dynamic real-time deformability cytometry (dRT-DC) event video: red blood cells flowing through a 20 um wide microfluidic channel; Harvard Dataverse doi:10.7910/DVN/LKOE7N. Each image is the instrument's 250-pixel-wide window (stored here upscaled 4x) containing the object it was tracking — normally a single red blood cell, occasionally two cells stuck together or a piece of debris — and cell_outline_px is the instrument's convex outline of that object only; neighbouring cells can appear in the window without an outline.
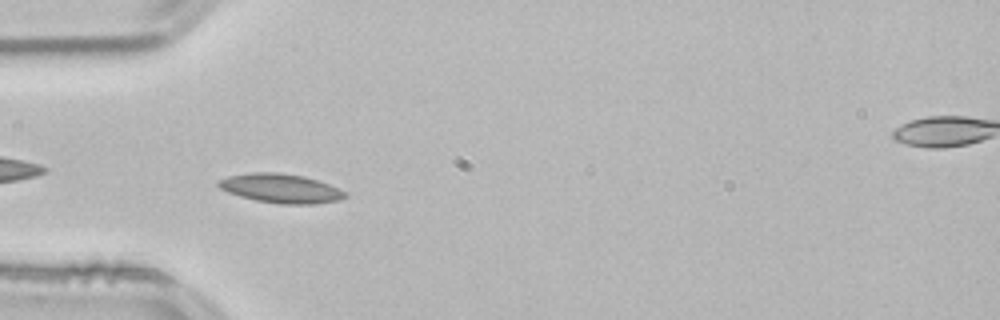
{"species": "common noctule bat (a hibernating species)", "species_latin": "Nyctalus noctula", "temperature_condition": "room temperature", "stored_images_in_passage": 53, "camera_frame_rate_fps": 3000, "um_per_image_px": 0.085, "animal": {"sex": "male", "body_mass_g": 21.5, "forearm_length_mm": 52.0}, "frame": {"image": 1, "passage_image": 16, "time_ms": 5.0, "image_size_px": [1000, 320], "cell_outline_px": [[348, 196], [336, 200], [316, 204], [280, 204], [256, 200], [240, 196], [228, 192], [220, 188], [216, 184], [220, 180], [228, 176], [252, 172], [276, 172], [304, 176], [328, 184], [348, 192]], "centroid_in_image_um": [23.87, 16.01], "position_along_channel_um": 61.1, "area_um2": 21.39}, "authors_computed_cell_mechanics": {"area_um2": 19.1896, "velocity_mm_per_s": 3.7992, "shape_relaxation_time_tau1_ms": 4.7915, "shape_relaxation_time_tau2_ms": 2.6375, "deformation_change_tau1": 0.1062, "deformation_change_tau2": 0.072}}